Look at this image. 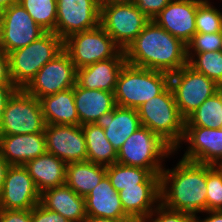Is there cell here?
<instances>
[{"label":"cell","instance_id":"cell-1","mask_svg":"<svg viewBox=\"0 0 222 222\" xmlns=\"http://www.w3.org/2000/svg\"><path fill=\"white\" fill-rule=\"evenodd\" d=\"M126 63L172 74L188 64L187 45L150 20L124 50Z\"/></svg>","mask_w":222,"mask_h":222},{"label":"cell","instance_id":"cell-2","mask_svg":"<svg viewBox=\"0 0 222 222\" xmlns=\"http://www.w3.org/2000/svg\"><path fill=\"white\" fill-rule=\"evenodd\" d=\"M207 164L180 159L160 173V203L171 210L197 216L207 211Z\"/></svg>","mask_w":222,"mask_h":222},{"label":"cell","instance_id":"cell-3","mask_svg":"<svg viewBox=\"0 0 222 222\" xmlns=\"http://www.w3.org/2000/svg\"><path fill=\"white\" fill-rule=\"evenodd\" d=\"M170 85V74L125 63L121 69L114 98L117 106L137 109L161 94Z\"/></svg>","mask_w":222,"mask_h":222},{"label":"cell","instance_id":"cell-4","mask_svg":"<svg viewBox=\"0 0 222 222\" xmlns=\"http://www.w3.org/2000/svg\"><path fill=\"white\" fill-rule=\"evenodd\" d=\"M137 112L141 126L160 135L175 151L181 148L185 119L179 113L170 85L161 94L139 106Z\"/></svg>","mask_w":222,"mask_h":222},{"label":"cell","instance_id":"cell-5","mask_svg":"<svg viewBox=\"0 0 222 222\" xmlns=\"http://www.w3.org/2000/svg\"><path fill=\"white\" fill-rule=\"evenodd\" d=\"M174 151L175 149L160 135L141 126L118 150L116 162L147 169L152 174H160L164 169L163 159L175 153Z\"/></svg>","mask_w":222,"mask_h":222},{"label":"cell","instance_id":"cell-6","mask_svg":"<svg viewBox=\"0 0 222 222\" xmlns=\"http://www.w3.org/2000/svg\"><path fill=\"white\" fill-rule=\"evenodd\" d=\"M62 50L63 40L54 32H45L31 44L10 52V74L14 85L23 89Z\"/></svg>","mask_w":222,"mask_h":222},{"label":"cell","instance_id":"cell-7","mask_svg":"<svg viewBox=\"0 0 222 222\" xmlns=\"http://www.w3.org/2000/svg\"><path fill=\"white\" fill-rule=\"evenodd\" d=\"M149 21L134 3L100 4V26L122 50L126 49Z\"/></svg>","mask_w":222,"mask_h":222},{"label":"cell","instance_id":"cell-8","mask_svg":"<svg viewBox=\"0 0 222 222\" xmlns=\"http://www.w3.org/2000/svg\"><path fill=\"white\" fill-rule=\"evenodd\" d=\"M63 49L77 69L114 58L122 50L100 25L70 35L63 40Z\"/></svg>","mask_w":222,"mask_h":222},{"label":"cell","instance_id":"cell-9","mask_svg":"<svg viewBox=\"0 0 222 222\" xmlns=\"http://www.w3.org/2000/svg\"><path fill=\"white\" fill-rule=\"evenodd\" d=\"M45 126L40 100L18 89L6 104L0 135L41 133Z\"/></svg>","mask_w":222,"mask_h":222},{"label":"cell","instance_id":"cell-10","mask_svg":"<svg viewBox=\"0 0 222 222\" xmlns=\"http://www.w3.org/2000/svg\"><path fill=\"white\" fill-rule=\"evenodd\" d=\"M170 86L180 115L186 119L217 92L218 84L186 64L170 74Z\"/></svg>","mask_w":222,"mask_h":222},{"label":"cell","instance_id":"cell-11","mask_svg":"<svg viewBox=\"0 0 222 222\" xmlns=\"http://www.w3.org/2000/svg\"><path fill=\"white\" fill-rule=\"evenodd\" d=\"M76 77L77 68L63 49L37 72L23 90L40 99L74 87Z\"/></svg>","mask_w":222,"mask_h":222},{"label":"cell","instance_id":"cell-12","mask_svg":"<svg viewBox=\"0 0 222 222\" xmlns=\"http://www.w3.org/2000/svg\"><path fill=\"white\" fill-rule=\"evenodd\" d=\"M44 33L19 2L0 12V49L6 54L31 44Z\"/></svg>","mask_w":222,"mask_h":222},{"label":"cell","instance_id":"cell-13","mask_svg":"<svg viewBox=\"0 0 222 222\" xmlns=\"http://www.w3.org/2000/svg\"><path fill=\"white\" fill-rule=\"evenodd\" d=\"M100 0H57L55 33L62 39L100 25Z\"/></svg>","mask_w":222,"mask_h":222},{"label":"cell","instance_id":"cell-14","mask_svg":"<svg viewBox=\"0 0 222 222\" xmlns=\"http://www.w3.org/2000/svg\"><path fill=\"white\" fill-rule=\"evenodd\" d=\"M44 134L46 152L66 164L87 161L86 141L81 125L46 124Z\"/></svg>","mask_w":222,"mask_h":222},{"label":"cell","instance_id":"cell-15","mask_svg":"<svg viewBox=\"0 0 222 222\" xmlns=\"http://www.w3.org/2000/svg\"><path fill=\"white\" fill-rule=\"evenodd\" d=\"M39 201L40 192L27 168L11 165L0 192V209L30 210Z\"/></svg>","mask_w":222,"mask_h":222},{"label":"cell","instance_id":"cell-16","mask_svg":"<svg viewBox=\"0 0 222 222\" xmlns=\"http://www.w3.org/2000/svg\"><path fill=\"white\" fill-rule=\"evenodd\" d=\"M182 142L189 144L182 159L202 164L222 166L221 128L185 127L181 144Z\"/></svg>","mask_w":222,"mask_h":222},{"label":"cell","instance_id":"cell-17","mask_svg":"<svg viewBox=\"0 0 222 222\" xmlns=\"http://www.w3.org/2000/svg\"><path fill=\"white\" fill-rule=\"evenodd\" d=\"M201 1L171 0L153 20L171 35L187 44L196 33V12Z\"/></svg>","mask_w":222,"mask_h":222},{"label":"cell","instance_id":"cell-18","mask_svg":"<svg viewBox=\"0 0 222 222\" xmlns=\"http://www.w3.org/2000/svg\"><path fill=\"white\" fill-rule=\"evenodd\" d=\"M125 63V53L121 50L114 58L78 68L76 84L86 89L114 92L118 75Z\"/></svg>","mask_w":222,"mask_h":222},{"label":"cell","instance_id":"cell-19","mask_svg":"<svg viewBox=\"0 0 222 222\" xmlns=\"http://www.w3.org/2000/svg\"><path fill=\"white\" fill-rule=\"evenodd\" d=\"M46 152L45 134L0 135V154L14 166H24Z\"/></svg>","mask_w":222,"mask_h":222},{"label":"cell","instance_id":"cell-20","mask_svg":"<svg viewBox=\"0 0 222 222\" xmlns=\"http://www.w3.org/2000/svg\"><path fill=\"white\" fill-rule=\"evenodd\" d=\"M95 124L104 129L106 138L117 152L126 139L141 127L137 109L117 105L96 120Z\"/></svg>","mask_w":222,"mask_h":222},{"label":"cell","instance_id":"cell-21","mask_svg":"<svg viewBox=\"0 0 222 222\" xmlns=\"http://www.w3.org/2000/svg\"><path fill=\"white\" fill-rule=\"evenodd\" d=\"M39 203L65 217L69 222H83L87 217L84 197L66 184L42 191Z\"/></svg>","mask_w":222,"mask_h":222},{"label":"cell","instance_id":"cell-22","mask_svg":"<svg viewBox=\"0 0 222 222\" xmlns=\"http://www.w3.org/2000/svg\"><path fill=\"white\" fill-rule=\"evenodd\" d=\"M87 216L105 217L115 220H128L118 192L111 185L107 175L84 197Z\"/></svg>","mask_w":222,"mask_h":222},{"label":"cell","instance_id":"cell-23","mask_svg":"<svg viewBox=\"0 0 222 222\" xmlns=\"http://www.w3.org/2000/svg\"><path fill=\"white\" fill-rule=\"evenodd\" d=\"M74 101L79 125L93 124L116 106L114 92L74 86Z\"/></svg>","mask_w":222,"mask_h":222},{"label":"cell","instance_id":"cell-24","mask_svg":"<svg viewBox=\"0 0 222 222\" xmlns=\"http://www.w3.org/2000/svg\"><path fill=\"white\" fill-rule=\"evenodd\" d=\"M118 194L124 212L130 218H148L160 204V184H137L125 187Z\"/></svg>","mask_w":222,"mask_h":222},{"label":"cell","instance_id":"cell-25","mask_svg":"<svg viewBox=\"0 0 222 222\" xmlns=\"http://www.w3.org/2000/svg\"><path fill=\"white\" fill-rule=\"evenodd\" d=\"M66 163L55 155L45 152L43 155L29 160L27 168L37 190L42 191L59 187L66 182Z\"/></svg>","mask_w":222,"mask_h":222},{"label":"cell","instance_id":"cell-26","mask_svg":"<svg viewBox=\"0 0 222 222\" xmlns=\"http://www.w3.org/2000/svg\"><path fill=\"white\" fill-rule=\"evenodd\" d=\"M46 124L79 125L74 87L39 99Z\"/></svg>","mask_w":222,"mask_h":222},{"label":"cell","instance_id":"cell-27","mask_svg":"<svg viewBox=\"0 0 222 222\" xmlns=\"http://www.w3.org/2000/svg\"><path fill=\"white\" fill-rule=\"evenodd\" d=\"M106 176V166L90 161L68 163L66 182L78 195H88Z\"/></svg>","mask_w":222,"mask_h":222},{"label":"cell","instance_id":"cell-28","mask_svg":"<svg viewBox=\"0 0 222 222\" xmlns=\"http://www.w3.org/2000/svg\"><path fill=\"white\" fill-rule=\"evenodd\" d=\"M86 141L87 161L104 166L117 161V151L105 136L104 129L95 123L81 125Z\"/></svg>","mask_w":222,"mask_h":222},{"label":"cell","instance_id":"cell-29","mask_svg":"<svg viewBox=\"0 0 222 222\" xmlns=\"http://www.w3.org/2000/svg\"><path fill=\"white\" fill-rule=\"evenodd\" d=\"M106 175L117 192L137 184H160V174H152L147 169L117 162L106 166Z\"/></svg>","mask_w":222,"mask_h":222},{"label":"cell","instance_id":"cell-30","mask_svg":"<svg viewBox=\"0 0 222 222\" xmlns=\"http://www.w3.org/2000/svg\"><path fill=\"white\" fill-rule=\"evenodd\" d=\"M222 126V104L217 93L205 100L185 119V127L217 129Z\"/></svg>","mask_w":222,"mask_h":222},{"label":"cell","instance_id":"cell-31","mask_svg":"<svg viewBox=\"0 0 222 222\" xmlns=\"http://www.w3.org/2000/svg\"><path fill=\"white\" fill-rule=\"evenodd\" d=\"M36 24L45 32H54L57 20V0L18 1Z\"/></svg>","mask_w":222,"mask_h":222},{"label":"cell","instance_id":"cell-32","mask_svg":"<svg viewBox=\"0 0 222 222\" xmlns=\"http://www.w3.org/2000/svg\"><path fill=\"white\" fill-rule=\"evenodd\" d=\"M188 65L195 71L203 73L217 84H222V52L208 51L187 54Z\"/></svg>","mask_w":222,"mask_h":222},{"label":"cell","instance_id":"cell-33","mask_svg":"<svg viewBox=\"0 0 222 222\" xmlns=\"http://www.w3.org/2000/svg\"><path fill=\"white\" fill-rule=\"evenodd\" d=\"M195 25L196 33L222 32V12L208 0H202L197 6Z\"/></svg>","mask_w":222,"mask_h":222},{"label":"cell","instance_id":"cell-34","mask_svg":"<svg viewBox=\"0 0 222 222\" xmlns=\"http://www.w3.org/2000/svg\"><path fill=\"white\" fill-rule=\"evenodd\" d=\"M207 211H222V166L207 164Z\"/></svg>","mask_w":222,"mask_h":222},{"label":"cell","instance_id":"cell-35","mask_svg":"<svg viewBox=\"0 0 222 222\" xmlns=\"http://www.w3.org/2000/svg\"><path fill=\"white\" fill-rule=\"evenodd\" d=\"M220 43H221V32L195 33L192 39L186 44L187 54H197L208 51H219Z\"/></svg>","mask_w":222,"mask_h":222},{"label":"cell","instance_id":"cell-36","mask_svg":"<svg viewBox=\"0 0 222 222\" xmlns=\"http://www.w3.org/2000/svg\"><path fill=\"white\" fill-rule=\"evenodd\" d=\"M154 216L156 218H153ZM148 219L150 222H196V216L168 209L161 203L149 215Z\"/></svg>","mask_w":222,"mask_h":222},{"label":"cell","instance_id":"cell-37","mask_svg":"<svg viewBox=\"0 0 222 222\" xmlns=\"http://www.w3.org/2000/svg\"><path fill=\"white\" fill-rule=\"evenodd\" d=\"M171 0H135L138 10L153 20Z\"/></svg>","mask_w":222,"mask_h":222},{"label":"cell","instance_id":"cell-38","mask_svg":"<svg viewBox=\"0 0 222 222\" xmlns=\"http://www.w3.org/2000/svg\"><path fill=\"white\" fill-rule=\"evenodd\" d=\"M32 222H69L57 212L43 207L40 203L31 209Z\"/></svg>","mask_w":222,"mask_h":222},{"label":"cell","instance_id":"cell-39","mask_svg":"<svg viewBox=\"0 0 222 222\" xmlns=\"http://www.w3.org/2000/svg\"><path fill=\"white\" fill-rule=\"evenodd\" d=\"M0 222H32L31 209H0Z\"/></svg>","mask_w":222,"mask_h":222},{"label":"cell","instance_id":"cell-40","mask_svg":"<svg viewBox=\"0 0 222 222\" xmlns=\"http://www.w3.org/2000/svg\"><path fill=\"white\" fill-rule=\"evenodd\" d=\"M0 84H14L10 74L9 55L0 49Z\"/></svg>","mask_w":222,"mask_h":222},{"label":"cell","instance_id":"cell-41","mask_svg":"<svg viewBox=\"0 0 222 222\" xmlns=\"http://www.w3.org/2000/svg\"><path fill=\"white\" fill-rule=\"evenodd\" d=\"M18 90L14 84H0V125L8 100Z\"/></svg>","mask_w":222,"mask_h":222},{"label":"cell","instance_id":"cell-42","mask_svg":"<svg viewBox=\"0 0 222 222\" xmlns=\"http://www.w3.org/2000/svg\"><path fill=\"white\" fill-rule=\"evenodd\" d=\"M209 214V217H205L204 219H200V217L196 216V222H222V211H205Z\"/></svg>","mask_w":222,"mask_h":222},{"label":"cell","instance_id":"cell-43","mask_svg":"<svg viewBox=\"0 0 222 222\" xmlns=\"http://www.w3.org/2000/svg\"><path fill=\"white\" fill-rule=\"evenodd\" d=\"M11 165L0 154V192L3 188L7 170Z\"/></svg>","mask_w":222,"mask_h":222},{"label":"cell","instance_id":"cell-44","mask_svg":"<svg viewBox=\"0 0 222 222\" xmlns=\"http://www.w3.org/2000/svg\"><path fill=\"white\" fill-rule=\"evenodd\" d=\"M125 220H115L105 217L87 216L83 222H123Z\"/></svg>","mask_w":222,"mask_h":222},{"label":"cell","instance_id":"cell-45","mask_svg":"<svg viewBox=\"0 0 222 222\" xmlns=\"http://www.w3.org/2000/svg\"><path fill=\"white\" fill-rule=\"evenodd\" d=\"M19 0H0V12L9 8L12 4L18 3Z\"/></svg>","mask_w":222,"mask_h":222},{"label":"cell","instance_id":"cell-46","mask_svg":"<svg viewBox=\"0 0 222 222\" xmlns=\"http://www.w3.org/2000/svg\"><path fill=\"white\" fill-rule=\"evenodd\" d=\"M135 0H100V3H134Z\"/></svg>","mask_w":222,"mask_h":222},{"label":"cell","instance_id":"cell-47","mask_svg":"<svg viewBox=\"0 0 222 222\" xmlns=\"http://www.w3.org/2000/svg\"><path fill=\"white\" fill-rule=\"evenodd\" d=\"M123 222H150L148 218H129Z\"/></svg>","mask_w":222,"mask_h":222},{"label":"cell","instance_id":"cell-48","mask_svg":"<svg viewBox=\"0 0 222 222\" xmlns=\"http://www.w3.org/2000/svg\"><path fill=\"white\" fill-rule=\"evenodd\" d=\"M216 93L219 95L220 101H221V104H222V84H218Z\"/></svg>","mask_w":222,"mask_h":222},{"label":"cell","instance_id":"cell-49","mask_svg":"<svg viewBox=\"0 0 222 222\" xmlns=\"http://www.w3.org/2000/svg\"><path fill=\"white\" fill-rule=\"evenodd\" d=\"M220 51L222 52V32H221V43H220Z\"/></svg>","mask_w":222,"mask_h":222}]
</instances>
